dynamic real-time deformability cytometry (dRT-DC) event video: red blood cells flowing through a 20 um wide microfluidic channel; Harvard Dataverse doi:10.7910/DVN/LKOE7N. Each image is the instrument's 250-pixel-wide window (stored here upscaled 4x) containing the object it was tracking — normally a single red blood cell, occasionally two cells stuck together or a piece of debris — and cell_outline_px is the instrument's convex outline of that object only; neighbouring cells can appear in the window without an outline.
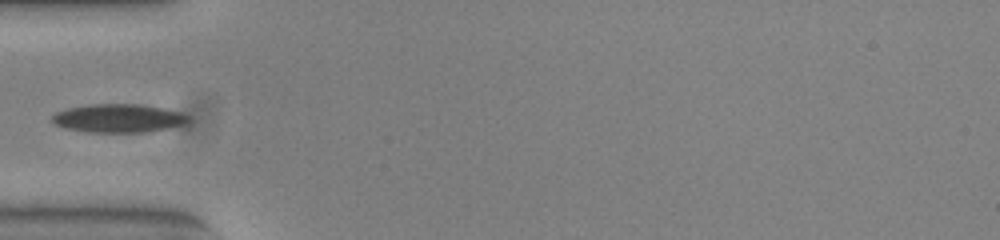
{"species": "common noctule bat (a hibernating species)", "species_latin": "Nyctalus noctula", "temperature_condition": "warm", "stored_images_in_passage": 36, "camera_frame_rate_fps": 3000, "um_per_image_px": 0.085, "animal": {"sex": "female", "body_mass_g": 23.0, "forearm_length_mm": 53.4}, "frame": {"image": 1, "passage_image": 1, "time_ms": 0.0, "image_size_px": [1000, 240], "cell_outline_px": [[192, 120], [184, 124], [168, 128], [144, 132], [88, 132], [68, 128], [56, 124], [52, 120], [52, 116], [56, 112], [68, 108], [92, 104], [140, 104], [164, 108], [180, 112], [188, 116]], "centroid_in_image_um": [10.11, 10.04], "position_along_channel_um": 74.9, "area_um2": 22.43}}